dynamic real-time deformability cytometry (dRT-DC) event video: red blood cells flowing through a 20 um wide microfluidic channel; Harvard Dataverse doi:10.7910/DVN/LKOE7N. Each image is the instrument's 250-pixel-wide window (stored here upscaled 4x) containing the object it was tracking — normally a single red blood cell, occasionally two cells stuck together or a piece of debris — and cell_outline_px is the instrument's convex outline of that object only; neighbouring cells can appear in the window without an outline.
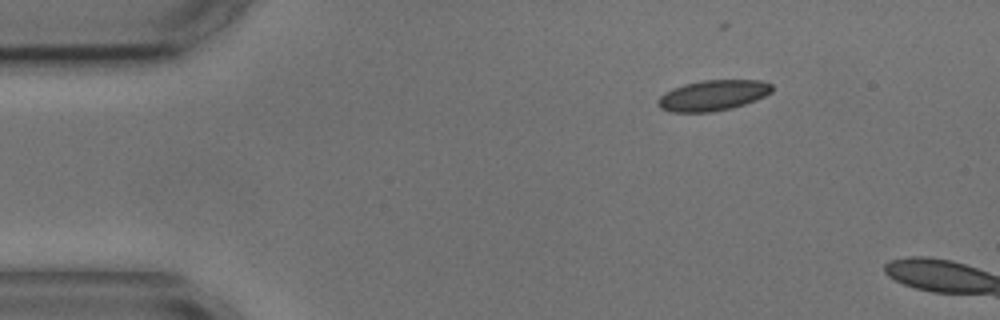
{"species": "common noctule bat (a hibernating species)", "species_latin": "Nyctalus noctula", "temperature_condition": "cold", "stored_images_in_passage": 3, "camera_frame_rate_fps": 3000, "um_per_image_px": 0.085, "animal": {"sex": "male", "body_mass_g": 17.9, "forearm_length_mm": 54.2}, "frame": {"image": 1, "passage_image": 1, "time_ms": 0.0, "image_size_px": [1000, 320], "cell_outline_px": [[772, 92], [756, 100], [732, 108], [712, 112], [668, 112], [660, 108], [656, 104], [656, 100], [664, 92], [672, 88], [684, 84], [700, 80], [760, 80], [772, 84]], "centroid_in_image_um": [60.55, 8.11], "position_along_channel_um": 24.4, "area_um2": 20.58}}